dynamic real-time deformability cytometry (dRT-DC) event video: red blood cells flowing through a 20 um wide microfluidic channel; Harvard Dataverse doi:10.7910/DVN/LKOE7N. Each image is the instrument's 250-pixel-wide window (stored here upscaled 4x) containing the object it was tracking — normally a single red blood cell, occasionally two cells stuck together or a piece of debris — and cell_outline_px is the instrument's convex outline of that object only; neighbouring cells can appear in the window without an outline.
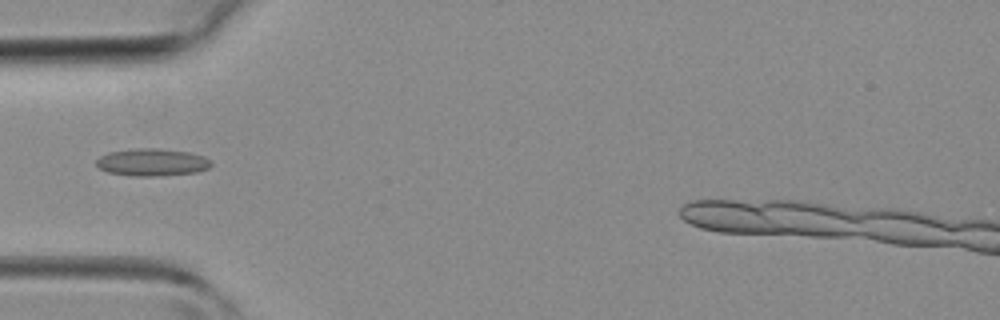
{"species": "common noctule bat (a hibernating species)", "species_latin": "Nyctalus noctula", "temperature_condition": "room temperature", "stored_images_in_passage": 37, "camera_frame_rate_fps": 3000, "um_per_image_px": 0.085, "animal": {"sex": "female", "body_mass_g": 19.3, "forearm_length_mm": 54.1}, "frame": {"image": 1, "passage_image": 12, "time_ms": 3.667, "image_size_px": [1000, 320], "cell_outline_px": [[212, 164], [208, 168], [196, 172], [156, 176], [128, 176], [108, 172], [100, 168], [96, 164], [96, 160], [100, 156], [108, 152], [136, 148], [160, 148], [188, 152], [204, 156]], "centroid_in_image_um": [12.9, 13.79], "position_along_channel_um": 72.1, "area_um2": 18.32}}
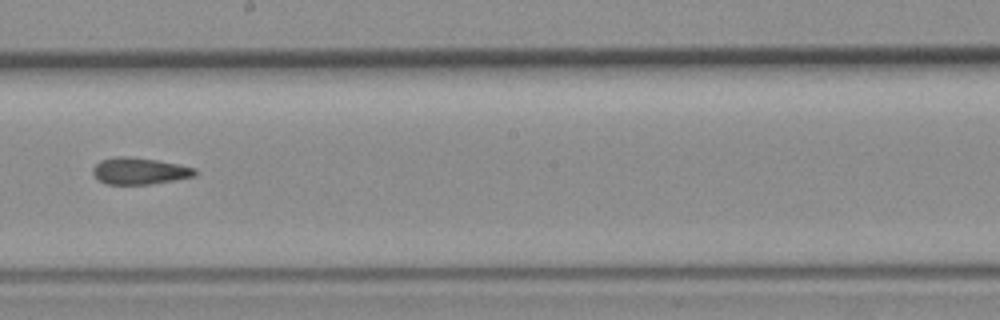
{"frame": {"image": 2, "passage_image": 22, "time_ms": 7.0, "image_size_px": [1000, 320], "cell_outline_px": [[196, 176], [148, 184], [104, 184], [92, 172], [92, 168], [100, 160], [116, 156], [124, 156], [156, 160], [196, 168]], "centroid_in_image_um": [11.83, 14.53], "position_along_channel_um": 236.4, "area_um2": 15.66}}
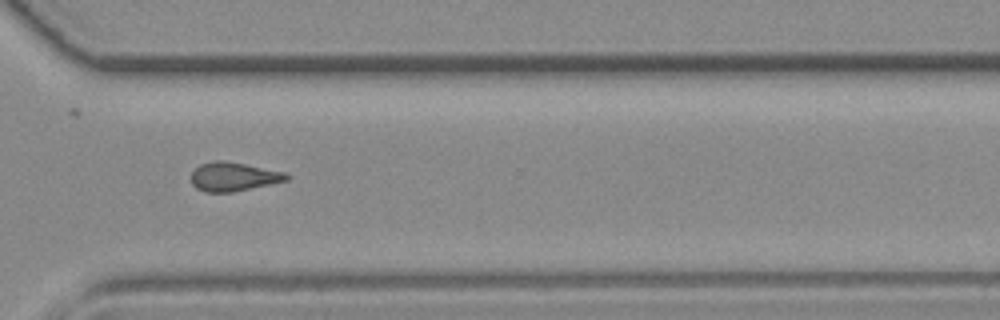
{"frame": {"image": 3, "passage_image": 29, "time_ms": 9.333, "image_size_px": [1000, 320], "cell_outline_px": [[288, 180], [232, 192], [204, 192], [196, 188], [192, 184], [192, 172], [200, 164], [216, 160], [224, 160], [284, 172], [288, 176]], "centroid_in_image_um": [19.8, 15.02], "position_along_channel_um": 350.8, "area_um2": 15.78}}